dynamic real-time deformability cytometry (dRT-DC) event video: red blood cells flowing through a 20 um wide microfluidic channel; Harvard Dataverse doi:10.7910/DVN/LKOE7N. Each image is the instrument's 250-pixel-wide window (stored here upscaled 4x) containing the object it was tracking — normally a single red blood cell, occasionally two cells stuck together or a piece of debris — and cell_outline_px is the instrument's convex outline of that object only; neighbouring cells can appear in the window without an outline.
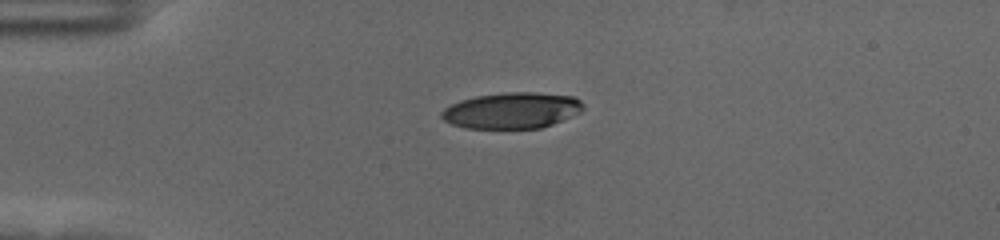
{"species": "human", "species_latin": "Homo sapiens", "temperature_condition": "cold", "stored_images_in_passage": 44, "camera_frame_rate_fps": 3000, "um_per_image_px": 0.085, "donor": {"sex": "female"}, "frame": {"image": 1, "passage_image": 1, "time_ms": 0.0, "image_size_px": [1000, 240], "cell_outline_px": [[584, 108], [580, 112], [572, 116], [552, 124], [540, 128], [464, 128], [452, 124], [444, 120], [440, 116], [440, 112], [444, 108], [460, 100], [476, 96], [508, 92], [536, 92], [572, 96], [580, 100], [584, 104]], "centroid_in_image_um": [43.5, 9.39], "position_along_channel_um": 41.5, "area_um2": 29.77}}
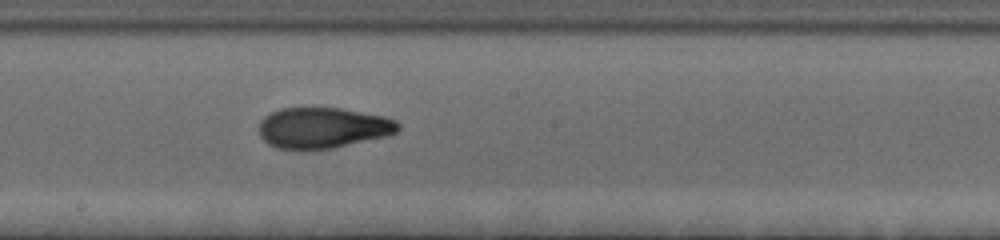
{"frame": {"image": 2, "passage_image": 19, "time_ms": 6.0, "image_size_px": [1000, 240], "cell_outline_px": [[400, 128], [396, 132], [388, 136], [332, 148], [276, 148], [268, 144], [260, 136], [260, 120], [264, 116], [280, 108], [340, 108], [384, 116], [396, 120], [400, 124]], "centroid_in_image_um": [27.47, 10.85], "position_along_channel_um": 220.7, "area_um2": 32.83}}
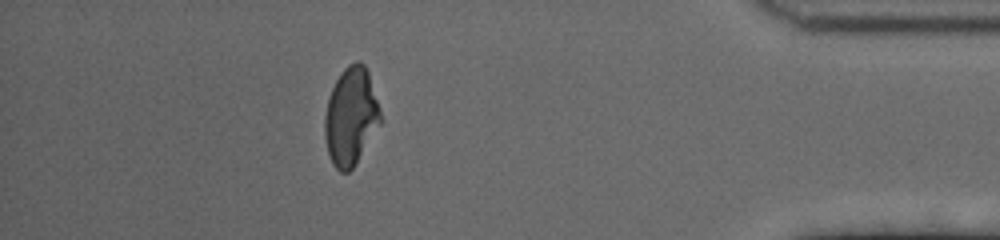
{"frame": {"image": 3, "passage_image": 38, "time_ms": 12.333, "image_size_px": [1000, 240], "cell_outline_px": [[384, 120], [352, 168], [348, 172], [340, 172], [332, 164], [328, 152], [324, 136], [324, 116], [328, 96], [336, 80], [344, 68], [348, 64], [356, 60], [360, 60], [364, 64], [368, 72]], "centroid_in_image_um": [29.83, 9.88], "position_along_channel_um": 405.4, "area_um2": 32.08}, "authors_computed_cell_mechanics": {"area_um2": 32.657, "velocity_mm_per_s": 3.5501, "shape_relaxation_time_tau1_ms": 5.2227, "shape_relaxation_time_tau2_ms": 2.1013, "deformation_change_tau1": 0.2017, "deformation_change_tau2": 0.082}}